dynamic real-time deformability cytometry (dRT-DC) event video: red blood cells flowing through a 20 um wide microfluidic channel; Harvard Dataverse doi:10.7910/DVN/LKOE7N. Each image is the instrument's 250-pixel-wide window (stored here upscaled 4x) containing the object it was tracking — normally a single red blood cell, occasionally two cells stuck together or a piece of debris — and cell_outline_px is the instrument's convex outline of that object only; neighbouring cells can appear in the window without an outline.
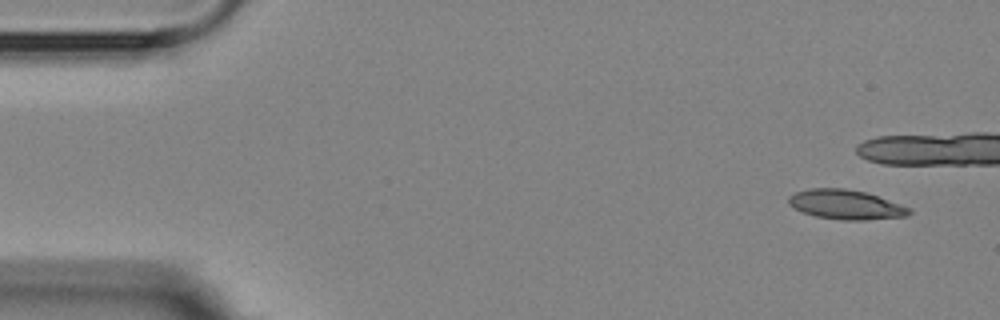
{"species": "Egyptian fruit bat (a non-hibernating species)", "species_latin": "Rousettus aegyptiacus", "temperature_condition": "room temperature", "stored_images_in_passage": 5, "camera_frame_rate_fps": 3000, "um_per_image_px": 0.085, "animal": {"sex": "female"}, "frame": {"image": 1, "passage_image": 1, "time_ms": 0.0, "image_size_px": [1000, 320], "cell_outline_px": [[912, 212], [908, 216], [864, 220], [840, 220], [816, 216], [804, 212], [788, 204], [788, 196], [796, 192], [808, 188], [844, 188], [864, 192], [912, 208]], "centroid_in_image_um": [71.9, 17.39], "position_along_channel_um": 13.1, "area_um2": 20.63}}
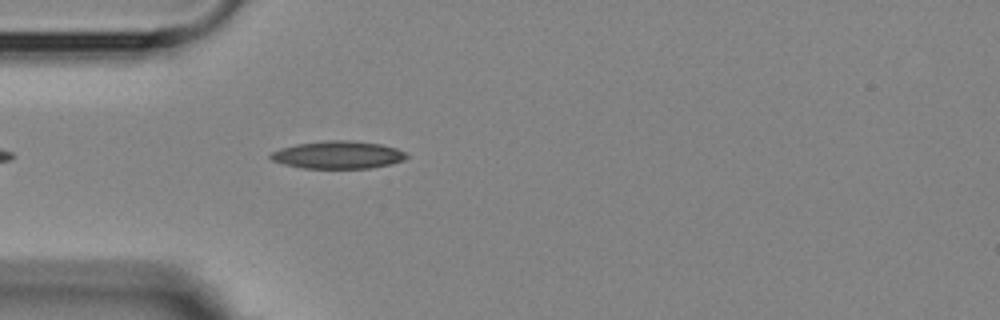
{"frame": {"image": 2, "passage_image": 5, "time_ms": 6.0, "image_size_px": [1000, 320], "cell_outline_px": [[408, 156], [404, 160], [392, 164], [372, 168], [304, 168], [284, 164], [272, 160], [268, 156], [272, 152], [280, 148], [296, 144], [324, 140], [348, 140], [380, 144], [396, 148], [404, 152]], "centroid_in_image_um": [28.73, 13.16], "position_along_channel_um": 56.3, "area_um2": 21.91}}